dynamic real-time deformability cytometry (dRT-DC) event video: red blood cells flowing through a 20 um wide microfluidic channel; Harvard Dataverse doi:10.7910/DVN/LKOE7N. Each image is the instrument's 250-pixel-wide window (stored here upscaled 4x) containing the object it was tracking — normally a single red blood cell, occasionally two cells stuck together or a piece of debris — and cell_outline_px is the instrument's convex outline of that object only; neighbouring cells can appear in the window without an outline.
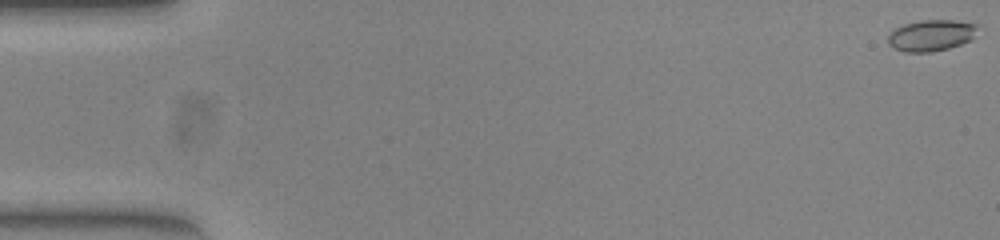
{"species": "common noctule bat (a hibernating species)", "species_latin": "Nyctalus noctula", "temperature_condition": "warm", "stored_images_in_passage": 6, "camera_frame_rate_fps": 3000, "um_per_image_px": 0.085, "animal": {"sex": "female", "body_mass_g": 23.0, "forearm_length_mm": 53.4}, "frame": {"image": 1, "passage_image": 1, "time_ms": 0.0, "image_size_px": [1000, 240], "cell_outline_px": [[976, 24], [972, 40], [948, 48], [932, 52], [904, 52], [892, 48], [888, 44], [888, 36], [896, 28], [904, 24], [920, 20], [952, 20]], "centroid_in_image_um": [79.1, 3.02], "position_along_channel_um": 5.9, "area_um2": 16.18}}